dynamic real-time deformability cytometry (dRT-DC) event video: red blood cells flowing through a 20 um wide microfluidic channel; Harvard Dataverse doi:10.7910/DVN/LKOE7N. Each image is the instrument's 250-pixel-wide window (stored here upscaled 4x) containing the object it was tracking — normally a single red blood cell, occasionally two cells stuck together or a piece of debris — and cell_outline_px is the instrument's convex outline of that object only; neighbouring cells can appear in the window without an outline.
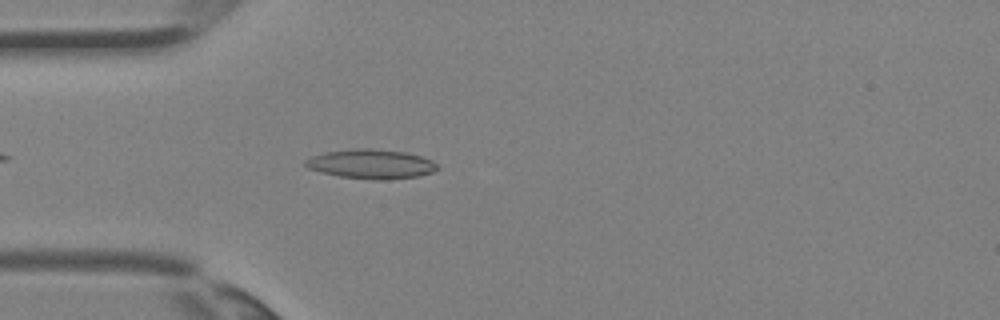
{"species": "Egyptian fruit bat (a non-hibernating species)", "species_latin": "Rousettus aegyptiacus", "temperature_condition": "room temperature", "stored_images_in_passage": 3, "camera_frame_rate_fps": 3000, "um_per_image_px": 0.085, "animal": {"sex": "female"}, "frame": {"image": 1, "passage_image": 3, "time_ms": 0.667, "image_size_px": [1000, 320], "cell_outline_px": [[440, 168], [432, 172], [420, 176], [384, 180], [372, 180], [340, 176], [320, 172], [308, 168], [304, 164], [304, 160], [312, 156], [324, 152], [352, 148], [368, 148], [404, 152], [420, 156], [432, 160]], "centroid_in_image_um": [31.53, 13.94], "position_along_channel_um": 53.5, "area_um2": 22.72}}